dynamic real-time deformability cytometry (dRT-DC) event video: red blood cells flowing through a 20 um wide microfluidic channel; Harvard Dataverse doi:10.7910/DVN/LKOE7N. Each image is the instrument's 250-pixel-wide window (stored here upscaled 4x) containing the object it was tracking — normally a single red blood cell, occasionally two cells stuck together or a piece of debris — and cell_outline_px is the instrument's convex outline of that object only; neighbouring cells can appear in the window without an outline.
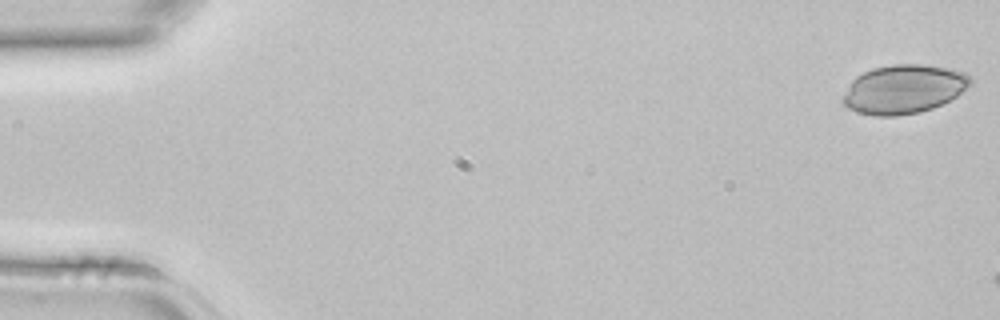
{"species": "common noctule bat (a hibernating species)", "species_latin": "Nyctalus noctula", "temperature_condition": "room temperature", "stored_images_in_passage": 3, "camera_frame_rate_fps": 3000, "um_per_image_px": 0.085, "animal": {"sex": "female", "body_mass_g": 22.7, "forearm_length_mm": 54.2}, "frame": {"image": 1, "passage_image": 1, "time_ms": 0.0, "image_size_px": [1000, 320], "cell_outline_px": [[972, 84], [956, 96], [932, 108], [920, 112], [896, 116], [876, 116], [856, 112], [848, 108], [840, 100], [852, 80], [856, 76], [872, 68], [892, 64], [924, 64], [948, 68], [964, 72], [972, 76]], "centroid_in_image_um": [76.81, 7.57], "position_along_channel_um": 8.2, "area_um2": 36.47}}